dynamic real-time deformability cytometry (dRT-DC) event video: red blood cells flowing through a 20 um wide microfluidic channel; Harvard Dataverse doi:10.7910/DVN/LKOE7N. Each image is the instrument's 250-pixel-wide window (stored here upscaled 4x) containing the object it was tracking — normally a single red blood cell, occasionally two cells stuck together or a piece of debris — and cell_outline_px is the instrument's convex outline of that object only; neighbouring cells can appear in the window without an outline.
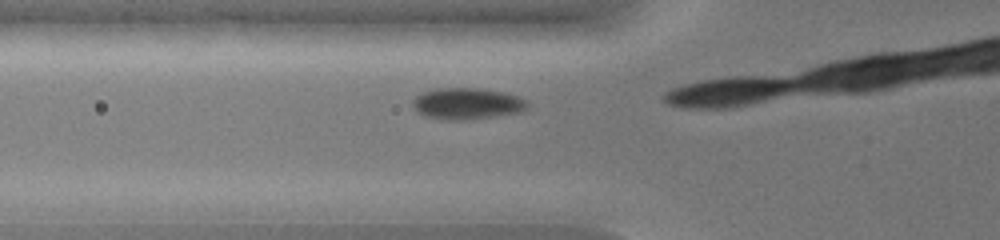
{"species": "common noctule bat (a hibernating species)", "species_latin": "Nyctalus noctula", "temperature_condition": "warm", "stored_images_in_passage": 5, "camera_frame_rate_fps": 3000, "um_per_image_px": 0.085, "animal": {"sex": "female", "body_mass_g": 19.0, "forearm_length_mm": 51.5}, "frame": {"image": 1, "passage_image": 4, "time_ms": 1.0, "image_size_px": [1000, 240], "cell_outline_px": [[528, 108], [520, 112], [496, 116], [464, 120], [448, 120], [424, 116], [412, 104], [412, 100], [416, 96], [424, 92], [440, 88], [476, 88], [504, 92], [516, 96], [524, 100], [528, 104]], "centroid_in_image_um": [39.7, 8.81], "position_along_channel_um": 86.1, "area_um2": 20.75}}